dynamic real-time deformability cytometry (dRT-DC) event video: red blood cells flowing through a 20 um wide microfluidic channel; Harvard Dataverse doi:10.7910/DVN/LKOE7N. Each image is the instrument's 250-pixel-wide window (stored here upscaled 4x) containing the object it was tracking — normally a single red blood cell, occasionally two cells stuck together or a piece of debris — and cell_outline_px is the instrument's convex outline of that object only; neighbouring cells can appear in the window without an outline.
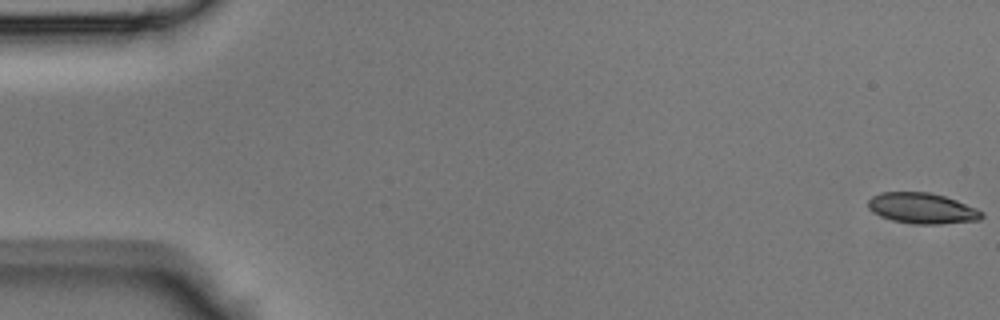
{"species": "Egyptian fruit bat (a non-hibernating species)", "species_latin": "Rousettus aegyptiacus", "temperature_condition": "room temperature", "stored_images_in_passage": 9, "camera_frame_rate_fps": 3000, "um_per_image_px": 0.085, "animal": {"sex": "male"}, "frame": {"image": 1, "passage_image": 1, "time_ms": 0.0, "image_size_px": [1000, 320], "cell_outline_px": [[984, 216], [980, 220], [940, 224], [916, 224], [892, 220], [880, 216], [868, 208], [868, 200], [872, 196], [880, 192], [928, 192], [944, 196], [956, 200], [976, 208], [984, 212]], "centroid_in_image_um": [78.39, 17.7], "position_along_channel_um": 6.6, "area_um2": 20.35}}